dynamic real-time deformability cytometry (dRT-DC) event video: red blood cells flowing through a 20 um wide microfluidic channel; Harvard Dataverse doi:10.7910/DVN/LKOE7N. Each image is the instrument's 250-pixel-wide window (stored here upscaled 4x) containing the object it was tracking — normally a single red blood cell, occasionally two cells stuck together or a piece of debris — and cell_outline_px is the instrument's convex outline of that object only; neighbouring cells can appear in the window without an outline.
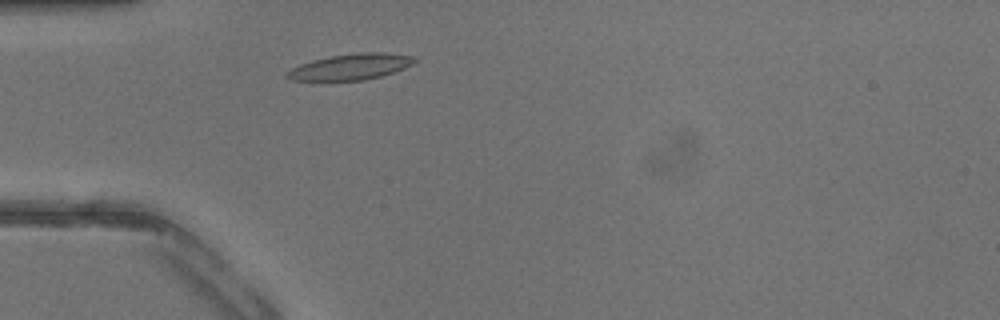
{"species": "common noctule bat (a hibernating species)", "species_latin": "Nyctalus noctula", "temperature_condition": "warm", "stored_images_in_passage": 34, "camera_frame_rate_fps": 3000, "um_per_image_px": 0.085, "animal": {"sex": "male", "body_mass_g": 13.3}, "frame": {"image": 1, "passage_image": 5, "time_ms": 1.333, "image_size_px": [1000, 320], "cell_outline_px": [[416, 60], [412, 64], [404, 68], [380, 76], [364, 80], [292, 80], [284, 76], [284, 72], [300, 64], [312, 60], [328, 56], [360, 52], [384, 52], [416, 56]], "centroid_in_image_um": [29.79, 5.66], "position_along_channel_um": 55.2, "area_um2": 19.31}}
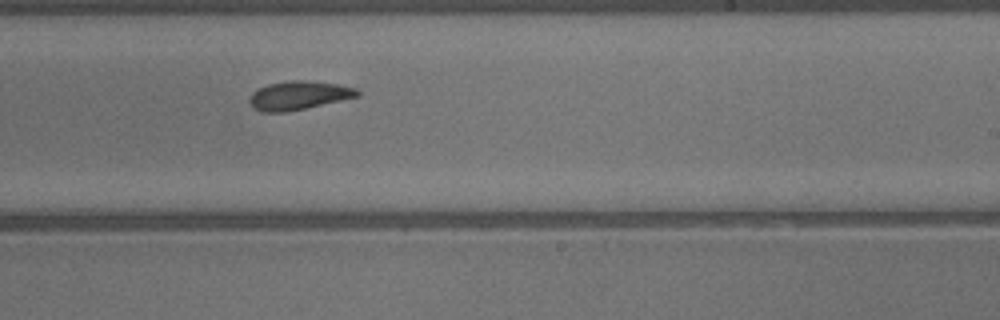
{"frame": {"image": 2, "passage_image": 18, "time_ms": 5.667, "image_size_px": [1000, 320], "cell_outline_px": [[360, 96], [288, 112], [264, 112], [252, 108], [248, 100], [252, 92], [268, 84], [292, 80], [308, 80], [336, 84], [356, 88], [360, 92]], "centroid_in_image_um": [25.38, 8.11], "position_along_channel_um": 263.6, "area_um2": 18.03}}
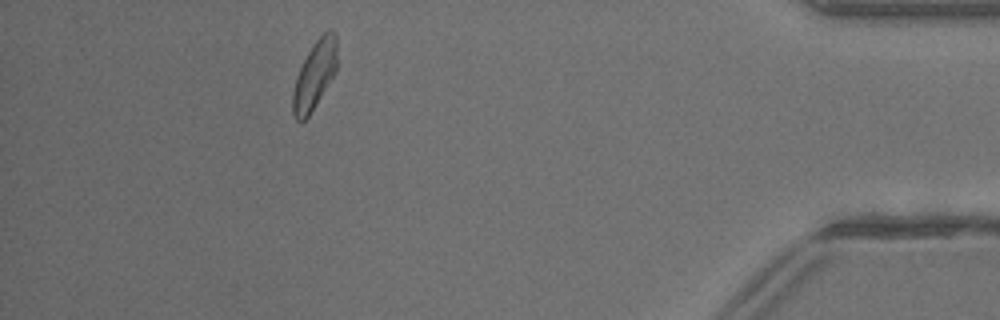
{"frame": {"image": 3, "passage_image": 30, "time_ms": 9.667, "image_size_px": [1000, 320], "cell_outline_px": [[336, 68], [332, 76], [308, 116], [304, 120], [296, 120], [292, 112], [292, 92], [296, 76], [308, 52], [316, 40], [328, 28], [332, 28], [336, 36]], "centroid_in_image_um": [26.72, 6.35], "position_along_channel_um": 408.5, "area_um2": 17.11}}